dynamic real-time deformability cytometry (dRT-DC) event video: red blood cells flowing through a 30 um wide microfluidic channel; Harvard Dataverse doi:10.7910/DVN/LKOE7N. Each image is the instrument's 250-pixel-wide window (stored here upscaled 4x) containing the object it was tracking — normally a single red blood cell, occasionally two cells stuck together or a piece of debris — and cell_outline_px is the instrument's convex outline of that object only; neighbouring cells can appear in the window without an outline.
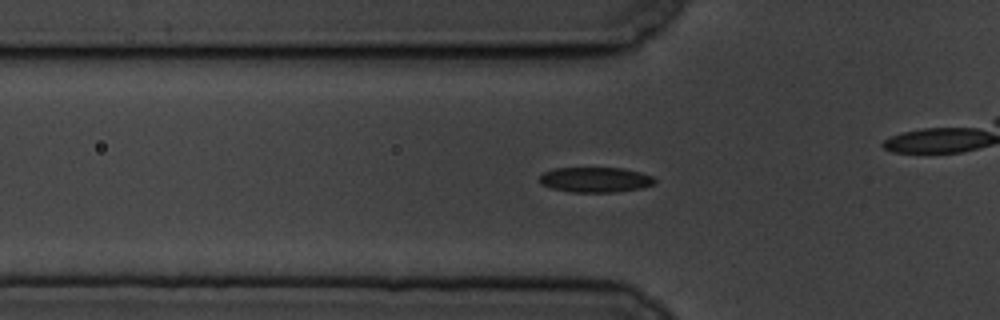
{"species": "common noctule bat (a hibernating species)", "species_latin": "Nyctalus noctula", "temperature_condition": "cold", "stored_images_in_passage": 59, "camera_frame_rate_fps": 3000, "um_per_image_px": 0.085, "animal": {"sex": "male", "body_mass_g": 19.5, "forearm_length_mm": 54.6}, "frame": {"image": 1, "passage_image": 19, "time_ms": 6.0, "image_size_px": [1000, 320], "cell_outline_px": [[656, 184], [640, 188], [616, 192], [572, 192], [552, 188], [540, 184], [540, 176], [544, 172], [556, 168], [624, 168], [640, 172], [652, 176], [656, 180]], "centroid_in_image_um": [50.63, 15.27], "position_along_channel_um": 75.2, "area_um2": 16.88}}
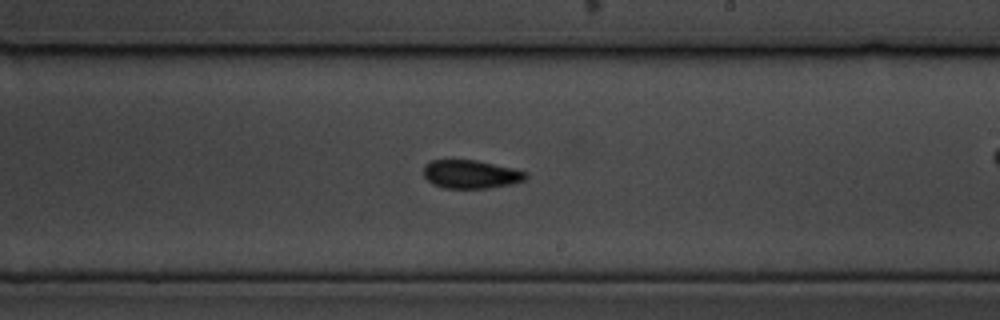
{"frame": {"image": 2, "passage_image": 34, "time_ms": 11.0, "image_size_px": [1000, 320], "cell_outline_px": [[528, 176], [524, 180], [512, 184], [488, 188], [444, 188], [432, 184], [424, 176], [424, 164], [432, 160], [476, 160], [512, 168], [528, 172]], "centroid_in_image_um": [40.02, 14.81], "position_along_channel_um": 249.0, "area_um2": 16.94}}
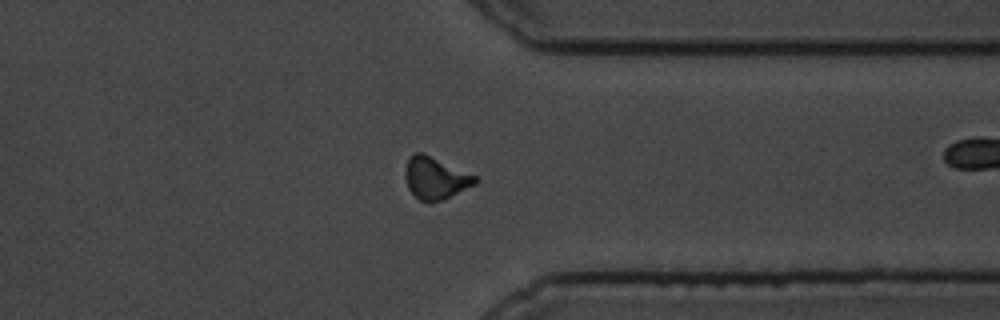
{"frame": {"image": 3, "passage_image": 45, "time_ms": 14.667, "image_size_px": [1000, 320], "cell_outline_px": [[480, 180], [476, 184], [440, 200], [420, 200], [408, 188], [404, 176], [404, 172], [408, 160], [416, 152], [420, 152], [480, 176]], "centroid_in_image_um": [37.06, 15.11], "position_along_channel_um": 374.3, "area_um2": 16.88}, "authors_computed_cell_mechanics": {"area_um2": 16.8776, "velocity_mm_per_s": 3.4768, "shape_relaxation_time_tau1_ms": null, "shape_relaxation_time_tau2_ms": 5.7268, "deformation_change_tau1": null, "deformation_change_tau2": 0.1207}}